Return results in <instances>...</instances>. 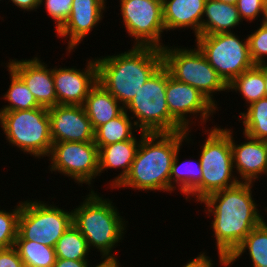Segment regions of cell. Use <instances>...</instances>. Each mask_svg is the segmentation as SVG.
I'll list each match as a JSON object with an SVG mask.
<instances>
[{
	"label": "cell",
	"mask_w": 267,
	"mask_h": 267,
	"mask_svg": "<svg viewBox=\"0 0 267 267\" xmlns=\"http://www.w3.org/2000/svg\"><path fill=\"white\" fill-rule=\"evenodd\" d=\"M86 68H53V79L57 104L83 105L90 90L98 83V66L96 59L87 61Z\"/></svg>",
	"instance_id": "obj_14"
},
{
	"label": "cell",
	"mask_w": 267,
	"mask_h": 267,
	"mask_svg": "<svg viewBox=\"0 0 267 267\" xmlns=\"http://www.w3.org/2000/svg\"><path fill=\"white\" fill-rule=\"evenodd\" d=\"M242 22L236 5L219 0H206L201 35L234 32L232 30Z\"/></svg>",
	"instance_id": "obj_22"
},
{
	"label": "cell",
	"mask_w": 267,
	"mask_h": 267,
	"mask_svg": "<svg viewBox=\"0 0 267 267\" xmlns=\"http://www.w3.org/2000/svg\"><path fill=\"white\" fill-rule=\"evenodd\" d=\"M166 101L169 114L185 129L196 124L205 125L218 109L193 86L179 82L167 70ZM193 116V117H192ZM193 119V120H191ZM197 117L198 120H197ZM200 119V120H199ZM200 121V122H199ZM193 124H192V123Z\"/></svg>",
	"instance_id": "obj_13"
},
{
	"label": "cell",
	"mask_w": 267,
	"mask_h": 267,
	"mask_svg": "<svg viewBox=\"0 0 267 267\" xmlns=\"http://www.w3.org/2000/svg\"><path fill=\"white\" fill-rule=\"evenodd\" d=\"M219 1L225 2L227 4H232V5H236L238 2V0H219Z\"/></svg>",
	"instance_id": "obj_41"
},
{
	"label": "cell",
	"mask_w": 267,
	"mask_h": 267,
	"mask_svg": "<svg viewBox=\"0 0 267 267\" xmlns=\"http://www.w3.org/2000/svg\"><path fill=\"white\" fill-rule=\"evenodd\" d=\"M36 55L31 59H10L5 63L26 84L41 107L51 108L57 105V96L53 79V68H48Z\"/></svg>",
	"instance_id": "obj_17"
},
{
	"label": "cell",
	"mask_w": 267,
	"mask_h": 267,
	"mask_svg": "<svg viewBox=\"0 0 267 267\" xmlns=\"http://www.w3.org/2000/svg\"><path fill=\"white\" fill-rule=\"evenodd\" d=\"M260 23L264 24L267 27V7L264 13L263 21H260Z\"/></svg>",
	"instance_id": "obj_42"
},
{
	"label": "cell",
	"mask_w": 267,
	"mask_h": 267,
	"mask_svg": "<svg viewBox=\"0 0 267 267\" xmlns=\"http://www.w3.org/2000/svg\"><path fill=\"white\" fill-rule=\"evenodd\" d=\"M195 46L194 48H186L178 46V44L176 47L175 45H166L161 49L163 65L171 77L196 88L218 109L217 106L220 104H217L214 95L221 91L227 92L228 85L209 64L198 46Z\"/></svg>",
	"instance_id": "obj_6"
},
{
	"label": "cell",
	"mask_w": 267,
	"mask_h": 267,
	"mask_svg": "<svg viewBox=\"0 0 267 267\" xmlns=\"http://www.w3.org/2000/svg\"><path fill=\"white\" fill-rule=\"evenodd\" d=\"M21 201L9 211L0 209V251L14 247L18 235V219Z\"/></svg>",
	"instance_id": "obj_31"
},
{
	"label": "cell",
	"mask_w": 267,
	"mask_h": 267,
	"mask_svg": "<svg viewBox=\"0 0 267 267\" xmlns=\"http://www.w3.org/2000/svg\"><path fill=\"white\" fill-rule=\"evenodd\" d=\"M212 262V258L207 256L205 251H202L197 257L193 258L192 260L189 259L186 264L180 267H214V263Z\"/></svg>",
	"instance_id": "obj_36"
},
{
	"label": "cell",
	"mask_w": 267,
	"mask_h": 267,
	"mask_svg": "<svg viewBox=\"0 0 267 267\" xmlns=\"http://www.w3.org/2000/svg\"><path fill=\"white\" fill-rule=\"evenodd\" d=\"M13 5L20 8L21 11H37L40 8V0H9ZM36 9V10H35Z\"/></svg>",
	"instance_id": "obj_37"
},
{
	"label": "cell",
	"mask_w": 267,
	"mask_h": 267,
	"mask_svg": "<svg viewBox=\"0 0 267 267\" xmlns=\"http://www.w3.org/2000/svg\"><path fill=\"white\" fill-rule=\"evenodd\" d=\"M102 261L98 263V265L95 264L94 267H122L117 257L115 258H101ZM90 267H93L90 265Z\"/></svg>",
	"instance_id": "obj_39"
},
{
	"label": "cell",
	"mask_w": 267,
	"mask_h": 267,
	"mask_svg": "<svg viewBox=\"0 0 267 267\" xmlns=\"http://www.w3.org/2000/svg\"><path fill=\"white\" fill-rule=\"evenodd\" d=\"M48 157L51 173L70 177L80 186L85 183L91 187L92 179L99 176L98 147L94 142H56Z\"/></svg>",
	"instance_id": "obj_12"
},
{
	"label": "cell",
	"mask_w": 267,
	"mask_h": 267,
	"mask_svg": "<svg viewBox=\"0 0 267 267\" xmlns=\"http://www.w3.org/2000/svg\"><path fill=\"white\" fill-rule=\"evenodd\" d=\"M256 66L261 70L263 77H264V81H265V93H266V97H267V62H261L256 64Z\"/></svg>",
	"instance_id": "obj_40"
},
{
	"label": "cell",
	"mask_w": 267,
	"mask_h": 267,
	"mask_svg": "<svg viewBox=\"0 0 267 267\" xmlns=\"http://www.w3.org/2000/svg\"><path fill=\"white\" fill-rule=\"evenodd\" d=\"M121 19L126 33L134 38L132 46L163 49L165 30L162 2L159 0H119Z\"/></svg>",
	"instance_id": "obj_11"
},
{
	"label": "cell",
	"mask_w": 267,
	"mask_h": 267,
	"mask_svg": "<svg viewBox=\"0 0 267 267\" xmlns=\"http://www.w3.org/2000/svg\"><path fill=\"white\" fill-rule=\"evenodd\" d=\"M253 186V183L239 182L208 195L200 202L205 206L207 217L213 216L211 228L222 267H228V257L264 220L252 195Z\"/></svg>",
	"instance_id": "obj_1"
},
{
	"label": "cell",
	"mask_w": 267,
	"mask_h": 267,
	"mask_svg": "<svg viewBox=\"0 0 267 267\" xmlns=\"http://www.w3.org/2000/svg\"><path fill=\"white\" fill-rule=\"evenodd\" d=\"M236 6L242 21L246 20L252 23L260 16H262L261 21H263L267 0H238Z\"/></svg>",
	"instance_id": "obj_34"
},
{
	"label": "cell",
	"mask_w": 267,
	"mask_h": 267,
	"mask_svg": "<svg viewBox=\"0 0 267 267\" xmlns=\"http://www.w3.org/2000/svg\"><path fill=\"white\" fill-rule=\"evenodd\" d=\"M140 132V136L136 135L131 140H125L110 145L102 146L98 150L99 154V176L107 171V169H122L117 177L109 180V187L113 190L128 174L132 162L135 159L138 147L140 145L141 138L146 134Z\"/></svg>",
	"instance_id": "obj_19"
},
{
	"label": "cell",
	"mask_w": 267,
	"mask_h": 267,
	"mask_svg": "<svg viewBox=\"0 0 267 267\" xmlns=\"http://www.w3.org/2000/svg\"><path fill=\"white\" fill-rule=\"evenodd\" d=\"M83 107L94 131L124 111V106L99 83L90 90Z\"/></svg>",
	"instance_id": "obj_23"
},
{
	"label": "cell",
	"mask_w": 267,
	"mask_h": 267,
	"mask_svg": "<svg viewBox=\"0 0 267 267\" xmlns=\"http://www.w3.org/2000/svg\"><path fill=\"white\" fill-rule=\"evenodd\" d=\"M265 89L263 74L256 65L244 71L228 85V92L231 90L232 92L235 91L237 94L238 92L241 94L247 104L245 106H249L259 99L265 98Z\"/></svg>",
	"instance_id": "obj_26"
},
{
	"label": "cell",
	"mask_w": 267,
	"mask_h": 267,
	"mask_svg": "<svg viewBox=\"0 0 267 267\" xmlns=\"http://www.w3.org/2000/svg\"><path fill=\"white\" fill-rule=\"evenodd\" d=\"M6 68L10 76V85L5 94L3 93L2 99L8 101V103L3 105L4 107L0 109V112L30 110L41 107L24 81L7 65Z\"/></svg>",
	"instance_id": "obj_27"
},
{
	"label": "cell",
	"mask_w": 267,
	"mask_h": 267,
	"mask_svg": "<svg viewBox=\"0 0 267 267\" xmlns=\"http://www.w3.org/2000/svg\"><path fill=\"white\" fill-rule=\"evenodd\" d=\"M107 0H73L71 14L65 24L56 32L61 39L67 41V55L74 52L97 24L104 17ZM69 53V54H68Z\"/></svg>",
	"instance_id": "obj_16"
},
{
	"label": "cell",
	"mask_w": 267,
	"mask_h": 267,
	"mask_svg": "<svg viewBox=\"0 0 267 267\" xmlns=\"http://www.w3.org/2000/svg\"><path fill=\"white\" fill-rule=\"evenodd\" d=\"M132 120L124 110L116 118L99 126L94 131V143L98 150L105 145L131 140L136 135L134 132L139 130Z\"/></svg>",
	"instance_id": "obj_25"
},
{
	"label": "cell",
	"mask_w": 267,
	"mask_h": 267,
	"mask_svg": "<svg viewBox=\"0 0 267 267\" xmlns=\"http://www.w3.org/2000/svg\"><path fill=\"white\" fill-rule=\"evenodd\" d=\"M14 248L24 267H53L56 262L55 248L31 240H15Z\"/></svg>",
	"instance_id": "obj_28"
},
{
	"label": "cell",
	"mask_w": 267,
	"mask_h": 267,
	"mask_svg": "<svg viewBox=\"0 0 267 267\" xmlns=\"http://www.w3.org/2000/svg\"><path fill=\"white\" fill-rule=\"evenodd\" d=\"M167 68L162 64L124 107L139 131L173 133L186 131L170 114L166 101ZM131 113V114H129ZM136 118V120H135Z\"/></svg>",
	"instance_id": "obj_5"
},
{
	"label": "cell",
	"mask_w": 267,
	"mask_h": 267,
	"mask_svg": "<svg viewBox=\"0 0 267 267\" xmlns=\"http://www.w3.org/2000/svg\"><path fill=\"white\" fill-rule=\"evenodd\" d=\"M88 260L56 259L53 267H90Z\"/></svg>",
	"instance_id": "obj_38"
},
{
	"label": "cell",
	"mask_w": 267,
	"mask_h": 267,
	"mask_svg": "<svg viewBox=\"0 0 267 267\" xmlns=\"http://www.w3.org/2000/svg\"><path fill=\"white\" fill-rule=\"evenodd\" d=\"M92 188L80 205L73 208L72 223L86 239L89 249H96L101 258H115L112 250L122 242L128 221L112 200Z\"/></svg>",
	"instance_id": "obj_4"
},
{
	"label": "cell",
	"mask_w": 267,
	"mask_h": 267,
	"mask_svg": "<svg viewBox=\"0 0 267 267\" xmlns=\"http://www.w3.org/2000/svg\"><path fill=\"white\" fill-rule=\"evenodd\" d=\"M233 132L230 129V143L236 176L240 182L254 184L263 174L267 175V141L255 139L243 133L245 141L237 144Z\"/></svg>",
	"instance_id": "obj_18"
},
{
	"label": "cell",
	"mask_w": 267,
	"mask_h": 267,
	"mask_svg": "<svg viewBox=\"0 0 267 267\" xmlns=\"http://www.w3.org/2000/svg\"><path fill=\"white\" fill-rule=\"evenodd\" d=\"M0 125L9 145L37 159L49 156L53 143L48 108L0 112Z\"/></svg>",
	"instance_id": "obj_7"
},
{
	"label": "cell",
	"mask_w": 267,
	"mask_h": 267,
	"mask_svg": "<svg viewBox=\"0 0 267 267\" xmlns=\"http://www.w3.org/2000/svg\"><path fill=\"white\" fill-rule=\"evenodd\" d=\"M240 37L235 32H228L195 38L194 43L227 85L255 65L250 57L247 36Z\"/></svg>",
	"instance_id": "obj_10"
},
{
	"label": "cell",
	"mask_w": 267,
	"mask_h": 267,
	"mask_svg": "<svg viewBox=\"0 0 267 267\" xmlns=\"http://www.w3.org/2000/svg\"><path fill=\"white\" fill-rule=\"evenodd\" d=\"M95 59L98 83L124 107L163 64L161 49L150 46H133L124 52Z\"/></svg>",
	"instance_id": "obj_3"
},
{
	"label": "cell",
	"mask_w": 267,
	"mask_h": 267,
	"mask_svg": "<svg viewBox=\"0 0 267 267\" xmlns=\"http://www.w3.org/2000/svg\"><path fill=\"white\" fill-rule=\"evenodd\" d=\"M265 221L267 220H263L256 226L228 257V267L247 251L252 267H267V222Z\"/></svg>",
	"instance_id": "obj_24"
},
{
	"label": "cell",
	"mask_w": 267,
	"mask_h": 267,
	"mask_svg": "<svg viewBox=\"0 0 267 267\" xmlns=\"http://www.w3.org/2000/svg\"><path fill=\"white\" fill-rule=\"evenodd\" d=\"M238 121L242 120L243 133L267 141V97L247 106L246 112H240Z\"/></svg>",
	"instance_id": "obj_29"
},
{
	"label": "cell",
	"mask_w": 267,
	"mask_h": 267,
	"mask_svg": "<svg viewBox=\"0 0 267 267\" xmlns=\"http://www.w3.org/2000/svg\"><path fill=\"white\" fill-rule=\"evenodd\" d=\"M0 267H24L23 261L14 247L0 251Z\"/></svg>",
	"instance_id": "obj_35"
},
{
	"label": "cell",
	"mask_w": 267,
	"mask_h": 267,
	"mask_svg": "<svg viewBox=\"0 0 267 267\" xmlns=\"http://www.w3.org/2000/svg\"><path fill=\"white\" fill-rule=\"evenodd\" d=\"M72 224V210L41 200H22L16 240H31L55 247Z\"/></svg>",
	"instance_id": "obj_9"
},
{
	"label": "cell",
	"mask_w": 267,
	"mask_h": 267,
	"mask_svg": "<svg viewBox=\"0 0 267 267\" xmlns=\"http://www.w3.org/2000/svg\"><path fill=\"white\" fill-rule=\"evenodd\" d=\"M247 38L252 62L256 65L267 61V27L261 23Z\"/></svg>",
	"instance_id": "obj_32"
},
{
	"label": "cell",
	"mask_w": 267,
	"mask_h": 267,
	"mask_svg": "<svg viewBox=\"0 0 267 267\" xmlns=\"http://www.w3.org/2000/svg\"><path fill=\"white\" fill-rule=\"evenodd\" d=\"M180 150L178 149L171 166L170 193L179 190L181 194L185 195L184 197H186L185 199L187 201L190 202L194 197L195 202H201V179L203 170L201 168L200 158L197 161L194 159L191 160V158L188 160L187 158L183 162H179Z\"/></svg>",
	"instance_id": "obj_21"
},
{
	"label": "cell",
	"mask_w": 267,
	"mask_h": 267,
	"mask_svg": "<svg viewBox=\"0 0 267 267\" xmlns=\"http://www.w3.org/2000/svg\"><path fill=\"white\" fill-rule=\"evenodd\" d=\"M207 137L199 154L202 172L201 201L208 195L239 183L235 176L230 128L216 126L203 129Z\"/></svg>",
	"instance_id": "obj_8"
},
{
	"label": "cell",
	"mask_w": 267,
	"mask_h": 267,
	"mask_svg": "<svg viewBox=\"0 0 267 267\" xmlns=\"http://www.w3.org/2000/svg\"><path fill=\"white\" fill-rule=\"evenodd\" d=\"M146 133L140 141L128 174L114 188L170 192V172L175 155L183 142L192 141L189 132Z\"/></svg>",
	"instance_id": "obj_2"
},
{
	"label": "cell",
	"mask_w": 267,
	"mask_h": 267,
	"mask_svg": "<svg viewBox=\"0 0 267 267\" xmlns=\"http://www.w3.org/2000/svg\"><path fill=\"white\" fill-rule=\"evenodd\" d=\"M52 143L94 142V129L83 105H60L48 109Z\"/></svg>",
	"instance_id": "obj_15"
},
{
	"label": "cell",
	"mask_w": 267,
	"mask_h": 267,
	"mask_svg": "<svg viewBox=\"0 0 267 267\" xmlns=\"http://www.w3.org/2000/svg\"><path fill=\"white\" fill-rule=\"evenodd\" d=\"M54 248L56 257L59 259L89 260L88 255L91 252L86 239L73 223L58 239Z\"/></svg>",
	"instance_id": "obj_30"
},
{
	"label": "cell",
	"mask_w": 267,
	"mask_h": 267,
	"mask_svg": "<svg viewBox=\"0 0 267 267\" xmlns=\"http://www.w3.org/2000/svg\"><path fill=\"white\" fill-rule=\"evenodd\" d=\"M206 0H164L163 21L166 32L190 28L195 38L201 35V21Z\"/></svg>",
	"instance_id": "obj_20"
},
{
	"label": "cell",
	"mask_w": 267,
	"mask_h": 267,
	"mask_svg": "<svg viewBox=\"0 0 267 267\" xmlns=\"http://www.w3.org/2000/svg\"><path fill=\"white\" fill-rule=\"evenodd\" d=\"M73 0H40L41 5L45 6L47 14L55 23V32H57L68 20L71 14Z\"/></svg>",
	"instance_id": "obj_33"
}]
</instances>
